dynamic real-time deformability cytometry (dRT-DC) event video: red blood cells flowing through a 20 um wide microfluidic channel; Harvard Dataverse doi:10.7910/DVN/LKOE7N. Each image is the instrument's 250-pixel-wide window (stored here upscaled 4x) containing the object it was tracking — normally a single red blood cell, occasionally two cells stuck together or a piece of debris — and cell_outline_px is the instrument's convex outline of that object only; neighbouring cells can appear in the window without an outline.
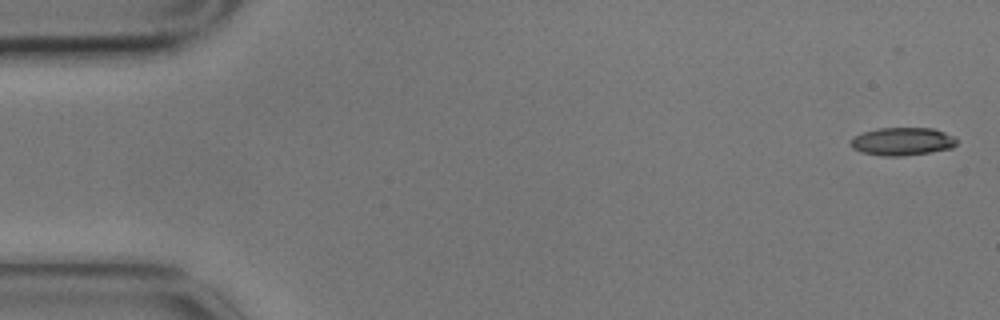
{"species": "common noctule bat (a hibernating species)", "species_latin": "Nyctalus noctula", "temperature_condition": "cold", "stored_images_in_passage": 5, "camera_frame_rate_fps": 3000, "um_per_image_px": 0.085, "animal": {"sex": "male", "body_mass_g": 17.9}, "frame": {"image": 1, "passage_image": 1, "time_ms": 0.0, "image_size_px": [1000, 320], "cell_outline_px": [[956, 144], [952, 148], [932, 152], [904, 156], [880, 156], [860, 152], [852, 148], [852, 140], [856, 136], [864, 132], [880, 128], [932, 128], [956, 136]], "centroid_in_image_um": [76.74, 12.03], "position_along_channel_um": 8.3, "area_um2": 17.28}}
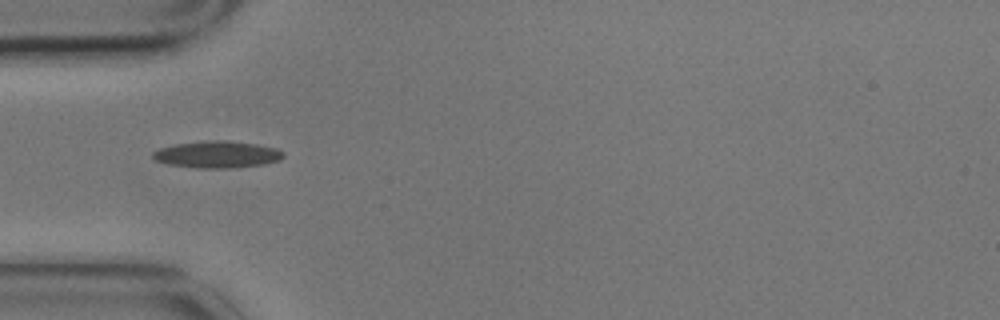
{"frame": {"image": 2, "passage_image": 5, "time_ms": 1.333, "image_size_px": [1000, 320], "cell_outline_px": [[284, 156], [280, 160], [264, 164], [228, 168], [196, 168], [168, 164], [156, 160], [152, 156], [152, 152], [160, 148], [176, 144], [208, 140], [228, 140], [256, 144], [276, 148], [284, 152]], "centroid_in_image_um": [18.47, 13.12], "position_along_channel_um": 66.5, "area_um2": 20.4}}